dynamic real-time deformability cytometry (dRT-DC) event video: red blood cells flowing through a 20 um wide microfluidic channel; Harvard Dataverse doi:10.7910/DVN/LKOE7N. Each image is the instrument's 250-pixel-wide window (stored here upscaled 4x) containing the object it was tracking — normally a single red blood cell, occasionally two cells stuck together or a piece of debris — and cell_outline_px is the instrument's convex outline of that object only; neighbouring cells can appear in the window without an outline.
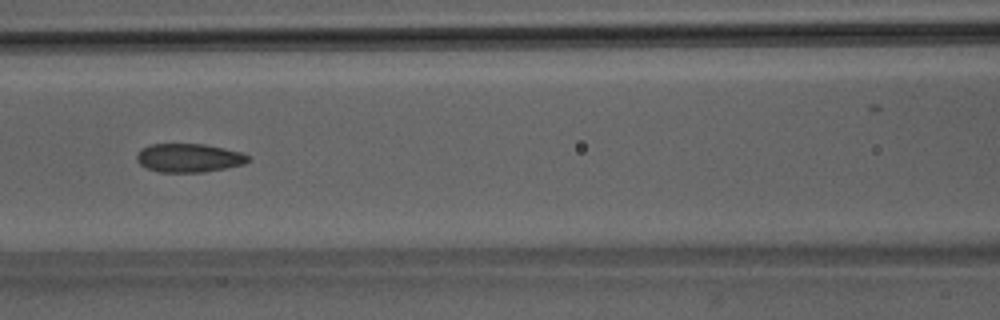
{"species": "Egyptian fruit bat (a non-hibernating species)", "species_latin": "Rousettus aegyptiacus", "temperature_condition": "room temperature", "stored_images_in_passage": 50, "camera_frame_rate_fps": 3000, "um_per_image_px": 0.085, "animal": {"sex": "male"}, "frame": {"image": 1, "passage_image": 22, "time_ms": 7.0, "image_size_px": [1000, 320], "cell_outline_px": [[248, 160], [244, 164], [204, 172], [160, 172], [148, 168], [140, 164], [136, 160], [136, 156], [140, 148], [148, 144], [204, 144], [224, 148], [240, 152], [248, 156]], "centroid_in_image_um": [16.0, 13.41], "position_along_channel_um": 150.6, "area_um2": 18.5}}
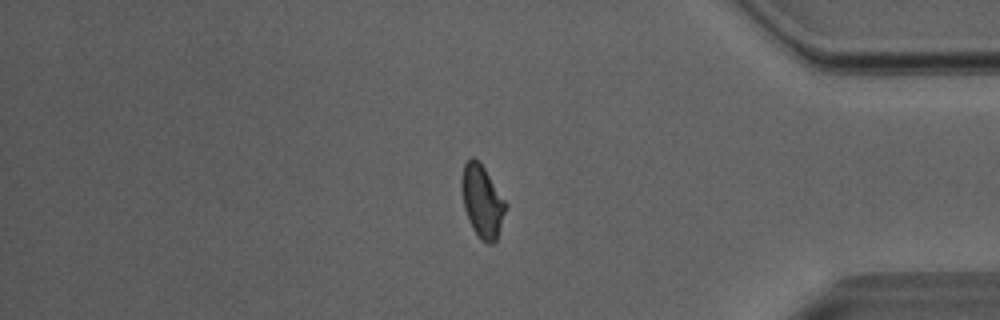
{"frame": {"image": 2, "passage_image": 42, "time_ms": 13.667, "image_size_px": [1000, 320], "cell_outline_px": [[508, 204], [496, 240], [492, 244], [488, 244], [480, 240], [472, 228], [468, 220], [464, 208], [460, 188], [460, 180], [464, 164], [472, 156], [480, 160]], "centroid_in_image_um": [40.97, 17.08], "position_along_channel_um": 394.2, "area_um2": 19.02}, "authors_computed_cell_mechanics": {"area_um2": 19.0451, "velocity_mm_per_s": 4.0509, "shape_relaxation_time_tau1_ms": 6.3694, "shape_relaxation_time_tau2_ms": 2.3729, "deformation_change_tau1": 0.1442, "deformation_change_tau2": 0.0716}}